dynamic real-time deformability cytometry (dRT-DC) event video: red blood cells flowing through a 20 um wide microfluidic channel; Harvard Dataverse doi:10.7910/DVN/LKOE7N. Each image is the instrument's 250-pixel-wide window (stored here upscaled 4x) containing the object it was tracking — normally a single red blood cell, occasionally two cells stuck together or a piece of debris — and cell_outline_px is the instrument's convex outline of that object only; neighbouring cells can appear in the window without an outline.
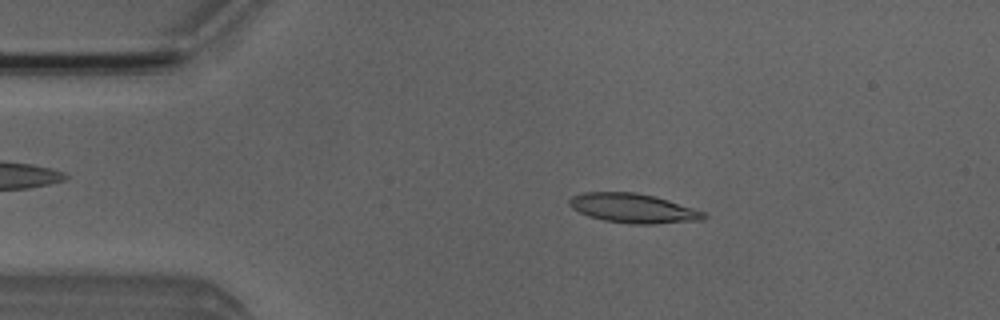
{"species": "Egyptian fruit bat (a non-hibernating species)", "species_latin": "Rousettus aegyptiacus", "temperature_condition": "room temperature", "stored_images_in_passage": 49, "camera_frame_rate_fps": 3000, "um_per_image_px": 0.085, "animal": {"sex": "male"}, "frame": {"image": 1, "passage_image": 8, "time_ms": 2.333, "image_size_px": [1000, 320], "cell_outline_px": [[708, 216], [704, 220], [652, 224], [628, 224], [604, 220], [588, 216], [572, 208], [568, 204], [568, 200], [572, 196], [584, 192], [636, 192], [656, 196], [704, 212]], "centroid_in_image_um": [53.81, 17.7], "position_along_channel_um": 31.2, "area_um2": 23.06}}
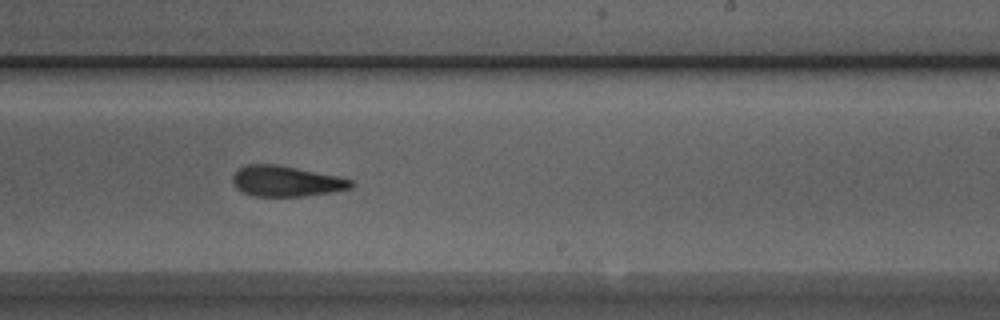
{"frame": {"image": 2, "passage_image": 29, "time_ms": 9.333, "image_size_px": [1000, 320], "cell_outline_px": [[356, 184], [352, 188], [332, 192], [304, 196], [252, 196], [236, 188], [232, 184], [232, 176], [240, 168], [248, 164], [276, 164], [336, 176], [352, 180]], "centroid_in_image_um": [24.32, 15.41], "position_along_channel_um": 264.7, "area_um2": 21.04}}
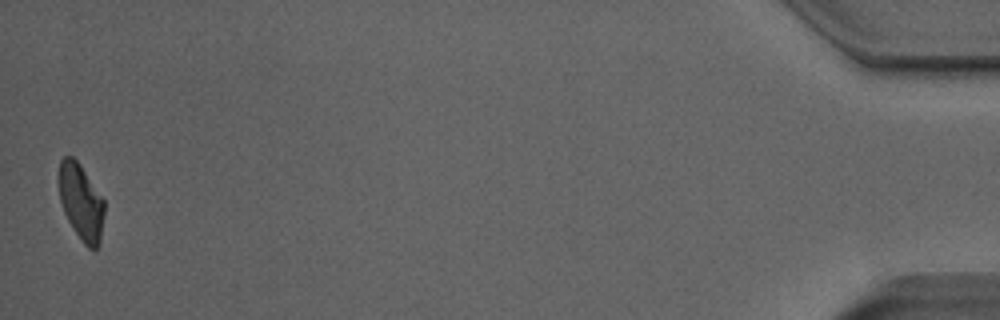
{"frame": {"image": 3, "passage_image": 49, "time_ms": 16.0, "image_size_px": [1000, 320], "cell_outline_px": [[104, 212], [100, 244], [92, 252], [84, 244], [68, 220], [64, 212], [60, 200], [60, 160], [64, 156], [72, 156], [80, 164], [104, 200]], "centroid_in_image_um": [6.91, 17.2], "position_along_channel_um": 428.3, "area_um2": 19.88}, "authors_computed_cell_mechanics": {"area_um2": 21.964, "velocity_mm_per_s": 3.9627, "shape_relaxation_time_tau1_ms": 4.9775, "shape_relaxation_time_tau2_ms": 3.0358, "deformation_change_tau1": 0.1876, "deformation_change_tau2": 0.1258}}